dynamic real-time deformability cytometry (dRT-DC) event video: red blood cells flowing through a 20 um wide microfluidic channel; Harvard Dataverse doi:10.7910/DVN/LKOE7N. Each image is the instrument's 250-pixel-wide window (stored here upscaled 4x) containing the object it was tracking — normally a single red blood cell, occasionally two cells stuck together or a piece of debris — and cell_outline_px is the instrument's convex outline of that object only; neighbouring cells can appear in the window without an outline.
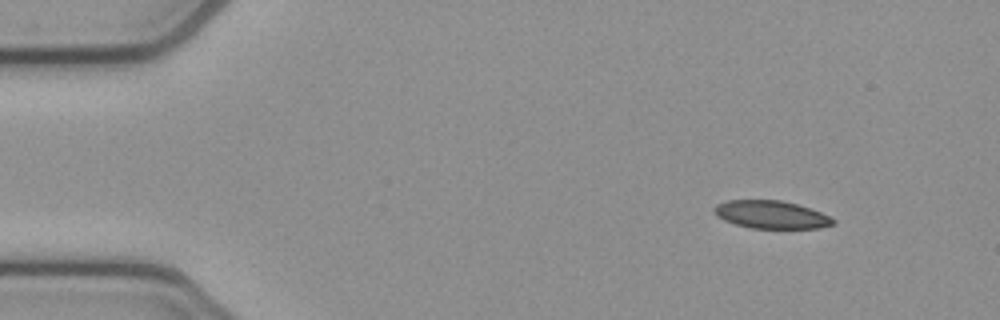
{"species": "common noctule bat (a hibernating species)", "species_latin": "Nyctalus noctula", "temperature_condition": "cold", "stored_images_in_passage": 48, "camera_frame_rate_fps": 3000, "um_per_image_px": 0.085, "animal": {"sex": "female", "body_mass_g": 21.9}, "frame": {"image": 1, "passage_image": 1, "time_ms": 0.0, "image_size_px": [1000, 320], "cell_outline_px": [[836, 224], [820, 228], [752, 228], [736, 224], [724, 220], [716, 216], [712, 212], [712, 208], [716, 204], [728, 200], [780, 200], [796, 204], [820, 212], [836, 220]], "centroid_in_image_um": [65.52, 18.24], "position_along_channel_um": 19.5, "area_um2": 19.31}}
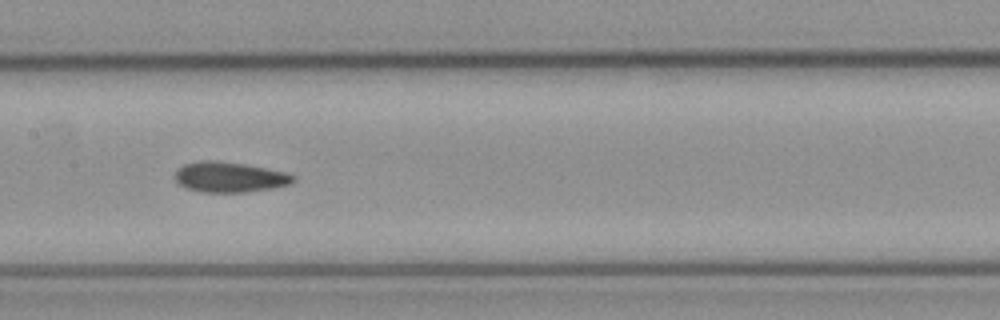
{"frame": {"image": 2, "passage_image": 21, "time_ms": 6.667, "image_size_px": [1000, 320], "cell_outline_px": [[296, 180], [292, 184], [272, 188], [244, 192], [200, 192], [188, 188], [180, 184], [176, 180], [176, 172], [184, 164], [204, 160], [216, 160], [244, 164], [288, 172], [296, 176]], "centroid_in_image_um": [19.58, 15.05], "position_along_channel_um": 187.8, "area_um2": 20.87}}
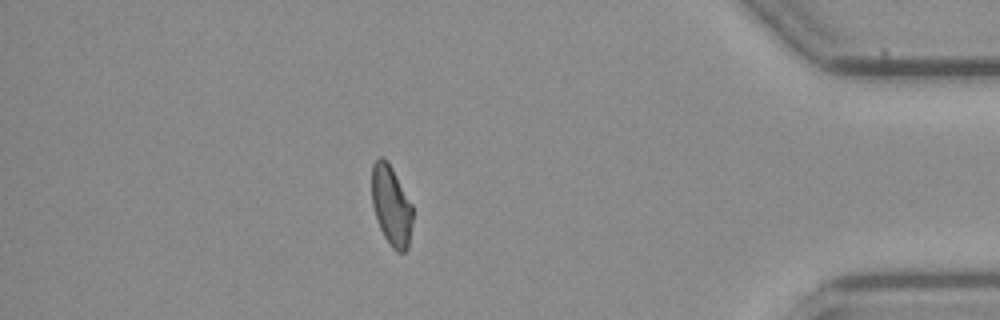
{"frame": {"image": 3, "passage_image": 41, "time_ms": 13.333, "image_size_px": [1000, 320], "cell_outline_px": [[412, 224], [408, 248], [404, 252], [396, 252], [392, 248], [384, 236], [380, 228], [372, 204], [372, 164], [380, 156], [384, 156], [392, 168], [412, 204]], "centroid_in_image_um": [33.26, 17.48], "position_along_channel_um": 401.9, "area_um2": 19.02}, "authors_computed_cell_mechanics": {"area_um2": 20.4612, "velocity_mm_per_s": 3.8666, "shape_relaxation_time_tau1_ms": null, "shape_relaxation_time_tau2_ms": 4.789, "deformation_change_tau1": null, "deformation_change_tau2": 0.1058}}